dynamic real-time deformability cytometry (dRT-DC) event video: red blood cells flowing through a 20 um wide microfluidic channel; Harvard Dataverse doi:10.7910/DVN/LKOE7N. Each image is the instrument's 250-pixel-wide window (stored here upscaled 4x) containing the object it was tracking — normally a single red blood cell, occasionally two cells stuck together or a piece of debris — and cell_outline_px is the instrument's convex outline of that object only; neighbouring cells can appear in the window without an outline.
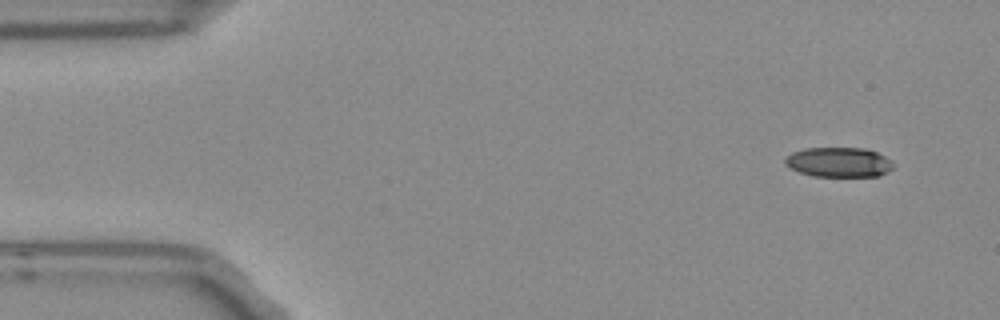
{"species": "Egyptian fruit bat (a non-hibernating species)", "species_latin": "Rousettus aegyptiacus", "temperature_condition": "room temperature", "stored_images_in_passage": 4, "camera_frame_rate_fps": 3000, "um_per_image_px": 0.085, "frame": {"image": 1, "passage_image": 1, "time_ms": 0.0, "image_size_px": [1000, 320], "cell_outline_px": [[892, 168], [888, 172], [880, 176], [812, 176], [800, 172], [784, 164], [784, 160], [792, 152], [804, 148], [864, 148], [876, 152], [884, 156], [892, 164]], "centroid_in_image_um": [71.28, 13.79], "position_along_channel_um": 13.7, "area_um2": 18.61}}
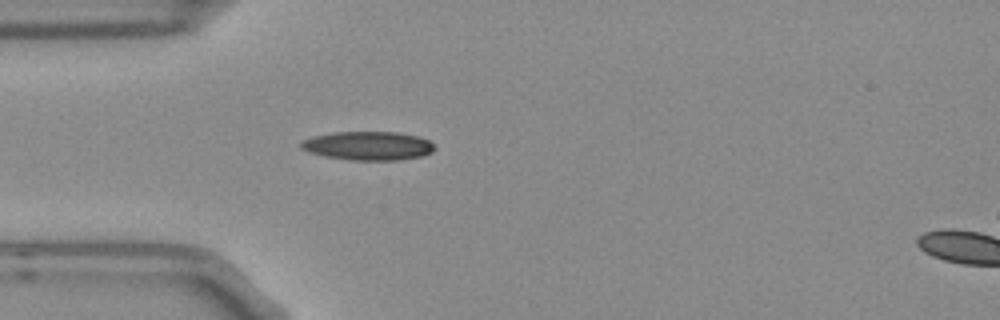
{"frame": {"image": 2, "passage_image": 4, "time_ms": 1.0, "image_size_px": [1000, 320], "cell_outline_px": [[436, 148], [432, 152], [420, 156], [400, 160], [352, 160], [324, 156], [308, 152], [300, 148], [300, 144], [304, 140], [312, 136], [336, 132], [396, 132], [416, 136], [428, 140]], "centroid_in_image_um": [31.27, 12.39], "position_along_channel_um": 53.7, "area_um2": 22.25}}